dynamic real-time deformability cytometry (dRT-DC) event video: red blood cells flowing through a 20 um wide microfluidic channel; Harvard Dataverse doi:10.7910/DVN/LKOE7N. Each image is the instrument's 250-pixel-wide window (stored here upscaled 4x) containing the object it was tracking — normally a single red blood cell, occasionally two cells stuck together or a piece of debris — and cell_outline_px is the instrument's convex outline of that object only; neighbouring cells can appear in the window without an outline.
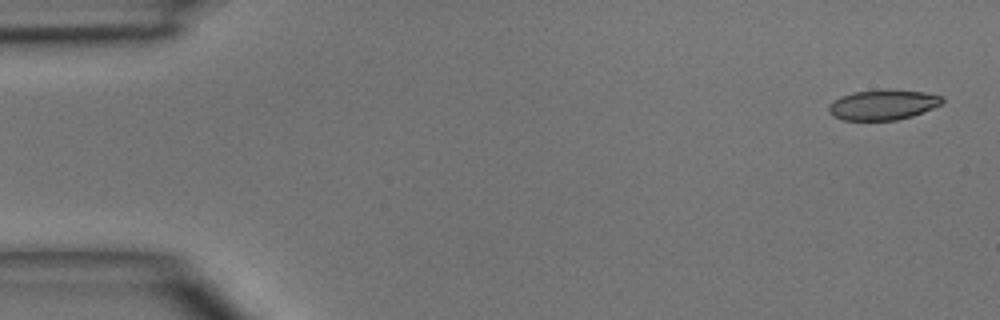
{"species": "common noctule bat (a hibernating species)", "species_latin": "Nyctalus noctula", "temperature_condition": "room temperature", "stored_images_in_passage": 3, "camera_frame_rate_fps": 3000, "um_per_image_px": 0.085, "animal": {"sex": "male", "body_mass_g": 15.6}, "frame": {"image": 1, "passage_image": 1, "time_ms": 0.0, "image_size_px": [1000, 320], "cell_outline_px": [[944, 100], [940, 104], [932, 108], [912, 116], [896, 120], [844, 120], [832, 116], [828, 112], [828, 104], [832, 100], [840, 96], [852, 92], [880, 88], [888, 88], [924, 92], [944, 96]], "centroid_in_image_um": [75.01, 8.88], "position_along_channel_um": 10.0, "area_um2": 20.46}}